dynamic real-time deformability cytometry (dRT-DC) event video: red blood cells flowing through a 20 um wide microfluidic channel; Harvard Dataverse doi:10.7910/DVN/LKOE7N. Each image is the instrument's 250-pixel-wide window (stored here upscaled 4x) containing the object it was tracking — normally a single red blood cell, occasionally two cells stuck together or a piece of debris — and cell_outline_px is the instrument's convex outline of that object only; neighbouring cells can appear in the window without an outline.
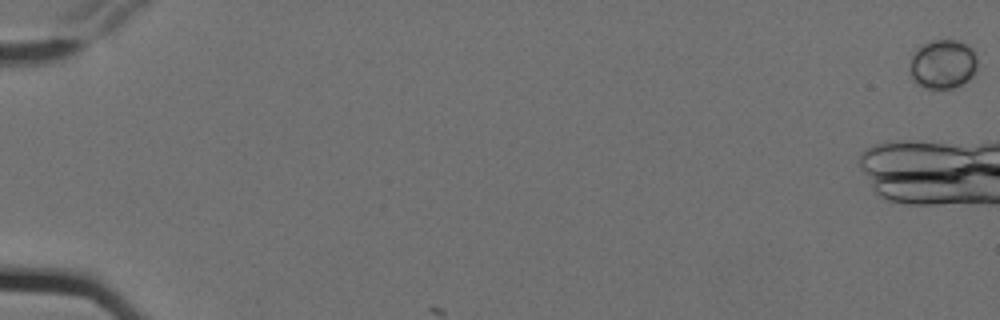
{"species": "Egyptian fruit bat (a non-hibernating species)", "species_latin": "Rousettus aegyptiacus", "temperature_condition": "cold", "stored_images_in_passage": 2, "camera_frame_rate_fps": 3000, "um_per_image_px": 0.085, "animal": {"sex": "female"}, "frame": {"image": 1, "passage_image": 1, "time_ms": 0.0, "image_size_px": [1000, 320], "cell_outline_px": [[976, 68], [972, 76], [968, 80], [952, 88], [924, 88], [916, 84], [912, 80], [908, 72], [912, 56], [916, 48], [932, 40], [956, 40], [972, 48], [976, 56]], "centroid_in_image_um": [80.09, 5.46], "position_along_channel_um": 4.9, "area_um2": 19.42}}